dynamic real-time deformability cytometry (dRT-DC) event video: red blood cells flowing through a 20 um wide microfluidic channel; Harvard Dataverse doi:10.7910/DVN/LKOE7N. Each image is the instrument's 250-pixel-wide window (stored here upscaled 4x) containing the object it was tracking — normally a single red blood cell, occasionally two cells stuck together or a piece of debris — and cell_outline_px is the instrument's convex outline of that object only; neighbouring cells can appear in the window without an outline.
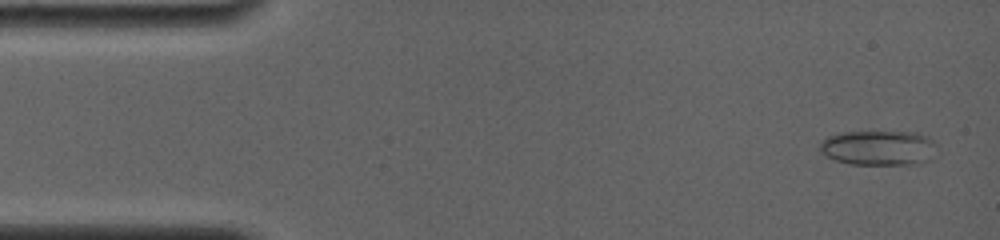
{"species": "common noctule bat (a hibernating species)", "species_latin": "Nyctalus noctula", "temperature_condition": "room temperature", "stored_images_in_passage": 14, "camera_frame_rate_fps": 4000, "um_per_image_px": 0.085, "animal": {"sex": "female", "body_mass_g": 19.0, "forearm_length_mm": 56.7}, "frame": {"image": 1, "passage_image": 1, "time_ms": 0.0, "image_size_px": [1000, 240], "cell_outline_px": [[936, 144], [928, 160], [920, 164], [848, 164], [836, 160], [828, 156], [820, 148], [820, 140], [828, 136], [840, 132], [916, 132], [928, 136]], "centroid_in_image_um": [74.67, 12.56], "position_along_channel_um": 10.3, "area_um2": 23.64}}
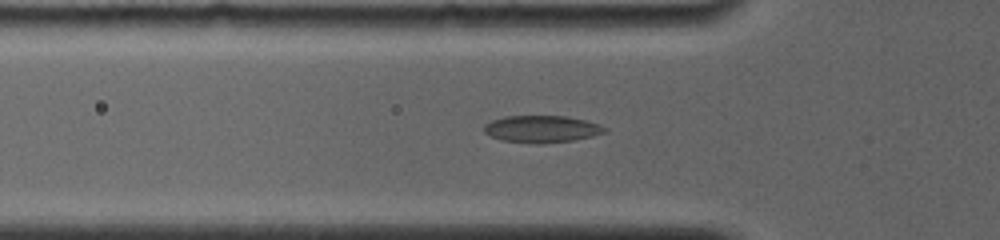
{"frame": {"image": 2, "passage_image": 10, "time_ms": 4.5, "image_size_px": [1000, 240], "cell_outline_px": [[608, 132], [592, 136], [572, 140], [544, 144], [540, 144], [500, 140], [484, 132], [484, 124], [492, 120], [504, 116], [568, 116], [600, 124], [608, 128]], "centroid_in_image_um": [46.07, 10.96], "position_along_channel_um": 79.7, "area_um2": 19.13}}
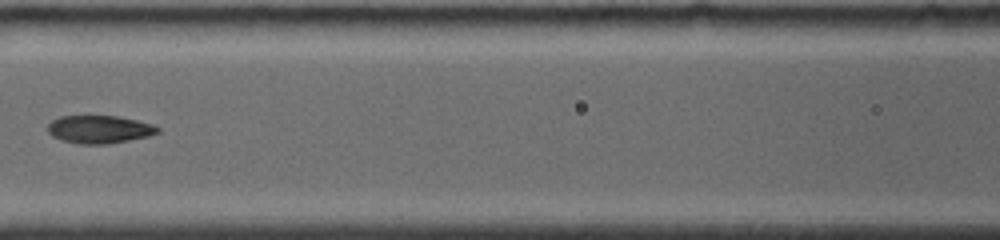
{"frame": {"image": 3, "passage_image": 13, "time_ms": 6.5, "image_size_px": [1000, 240], "cell_outline_px": [[160, 132], [148, 136], [108, 144], [76, 144], [60, 140], [52, 136], [48, 132], [48, 124], [52, 120], [60, 116], [120, 116], [152, 124], [160, 128]], "centroid_in_image_um": [8.43, 11.0], "position_along_channel_um": 158.2, "area_um2": 17.98}}